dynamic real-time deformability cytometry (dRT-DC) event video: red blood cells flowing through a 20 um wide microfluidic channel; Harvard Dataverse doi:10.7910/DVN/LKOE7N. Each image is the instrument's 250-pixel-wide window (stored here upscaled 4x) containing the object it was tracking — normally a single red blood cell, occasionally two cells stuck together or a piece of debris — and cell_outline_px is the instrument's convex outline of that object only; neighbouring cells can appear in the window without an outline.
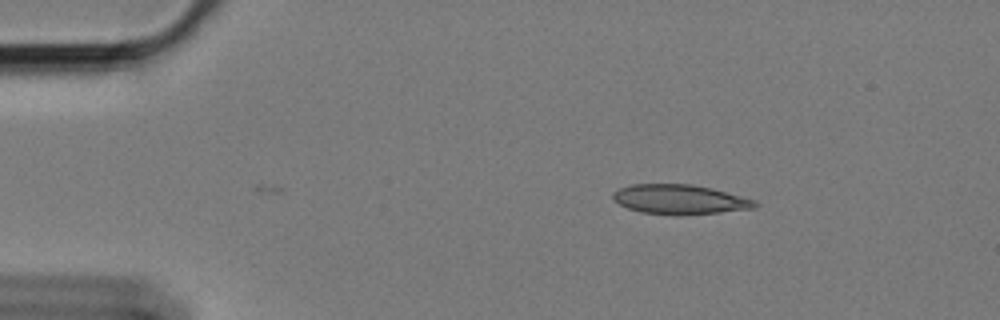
{"species": "Egyptian fruit bat (a non-hibernating species)", "species_latin": "Rousettus aegyptiacus", "temperature_condition": "cold", "stored_images_in_passage": 6, "camera_frame_rate_fps": 3000, "um_per_image_px": 0.085, "animal": {"sex": "female"}, "frame": {"image": 1, "passage_image": 6, "time_ms": 1.667, "image_size_px": [1000, 320], "cell_outline_px": [[760, 204], [756, 208], [720, 212], [640, 212], [628, 208], [612, 200], [612, 192], [620, 188], [632, 184], [692, 184], [712, 188], [756, 200]], "centroid_in_image_um": [57.79, 16.9], "position_along_channel_um": 27.2, "area_um2": 23.64}}